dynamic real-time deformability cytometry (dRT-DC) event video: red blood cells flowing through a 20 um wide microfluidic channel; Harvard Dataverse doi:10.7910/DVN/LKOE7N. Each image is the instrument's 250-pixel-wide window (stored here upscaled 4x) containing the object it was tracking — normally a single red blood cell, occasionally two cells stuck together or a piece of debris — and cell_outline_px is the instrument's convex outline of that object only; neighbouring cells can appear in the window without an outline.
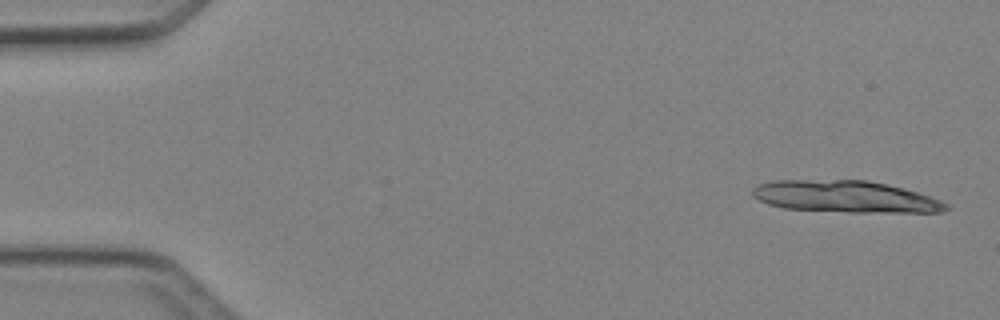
{"species": "Egyptian fruit bat (a non-hibernating species)", "species_latin": "Rousettus aegyptiacus", "temperature_condition": "cold", "stored_images_in_passage": 5, "camera_frame_rate_fps": 3000, "um_per_image_px": 0.085, "animal": {"sex": "female"}, "frame": {"image": 1, "passage_image": 1, "time_ms": 0.0, "image_size_px": [1000, 320], "cell_outline_px": [[948, 208], [944, 212], [848, 212], [784, 208], [768, 204], [752, 196], [752, 188], [756, 184], [772, 180], [868, 180], [888, 184], [904, 188], [940, 200], [948, 204]], "centroid_in_image_um": [71.82, 16.71], "position_along_channel_um": 13.2, "area_um2": 35.95}}
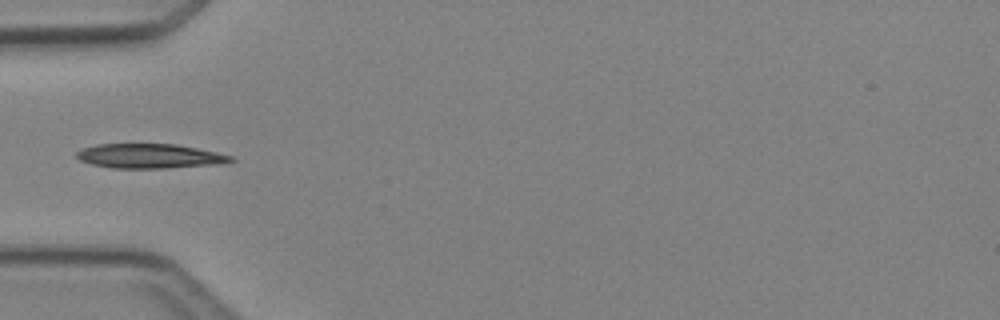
{"frame": {"image": 2, "passage_image": 5, "time_ms": 4.667, "image_size_px": [1000, 320], "cell_outline_px": [[236, 160], [220, 164], [168, 168], [112, 168], [92, 164], [80, 160], [76, 156], [76, 152], [84, 148], [96, 144], [176, 144], [216, 152], [232, 156]], "centroid_in_image_um": [12.73, 13.27], "position_along_channel_um": 72.3, "area_um2": 21.96}}